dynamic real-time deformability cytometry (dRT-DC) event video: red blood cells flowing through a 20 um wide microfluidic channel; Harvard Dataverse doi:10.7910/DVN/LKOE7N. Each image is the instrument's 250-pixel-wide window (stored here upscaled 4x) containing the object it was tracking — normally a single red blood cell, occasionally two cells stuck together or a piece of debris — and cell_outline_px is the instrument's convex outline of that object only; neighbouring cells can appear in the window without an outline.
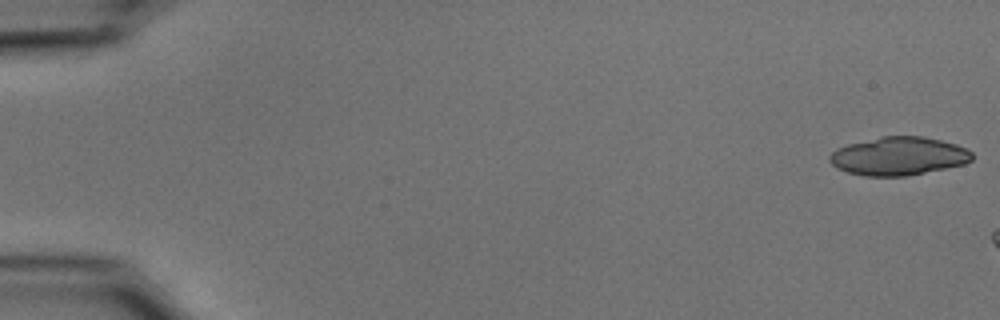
{"species": "common noctule bat (a hibernating species)", "species_latin": "Nyctalus noctula", "temperature_condition": "cold", "stored_images_in_passage": 13, "camera_frame_rate_fps": 3000, "um_per_image_px": 0.085, "animal": {"sex": "male", "body_mass_g": 15.6}, "frame": {"image": 1, "passage_image": 1, "time_ms": 0.0, "image_size_px": [1000, 320], "cell_outline_px": [[972, 160], [964, 164], [908, 176], [864, 176], [848, 172], [836, 168], [828, 160], [828, 156], [836, 148], [848, 144], [880, 136], [924, 136], [956, 144], [968, 148], [972, 152]], "centroid_in_image_um": [76.37, 13.27], "position_along_channel_um": 8.6, "area_um2": 32.02}}